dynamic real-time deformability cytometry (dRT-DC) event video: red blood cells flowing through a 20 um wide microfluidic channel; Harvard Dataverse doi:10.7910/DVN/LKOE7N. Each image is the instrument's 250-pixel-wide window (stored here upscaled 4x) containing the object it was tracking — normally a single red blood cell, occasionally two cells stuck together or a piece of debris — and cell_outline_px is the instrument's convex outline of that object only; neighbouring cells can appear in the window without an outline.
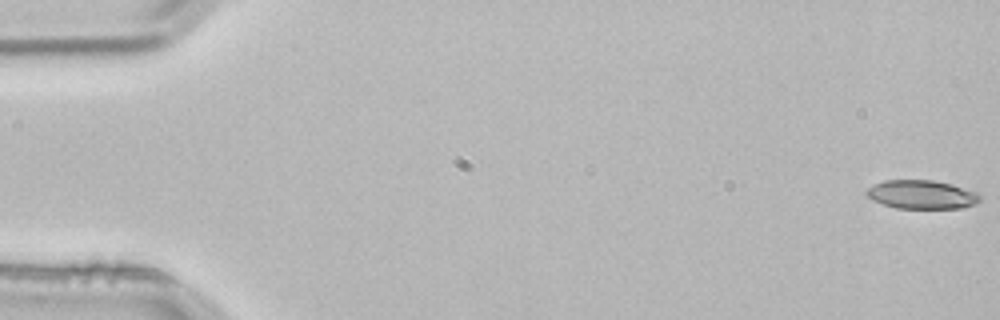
{"species": "common noctule bat (a hibernating species)", "species_latin": "Nyctalus noctula", "temperature_condition": "room temperature", "stored_images_in_passage": 3, "camera_frame_rate_fps": 3000, "um_per_image_px": 0.085, "animal": {"sex": "male", "body_mass_g": 21.5, "forearm_length_mm": 52.0}, "frame": {"image": 1, "passage_image": 1, "time_ms": 0.0, "image_size_px": [1000, 320], "cell_outline_px": [[984, 196], [976, 204], [964, 208], [896, 208], [872, 200], [864, 192], [872, 184], [884, 180], [932, 180], [952, 184], [976, 192]], "centroid_in_image_um": [78.36, 16.53], "position_along_channel_um": 6.6, "area_um2": 19.13}}